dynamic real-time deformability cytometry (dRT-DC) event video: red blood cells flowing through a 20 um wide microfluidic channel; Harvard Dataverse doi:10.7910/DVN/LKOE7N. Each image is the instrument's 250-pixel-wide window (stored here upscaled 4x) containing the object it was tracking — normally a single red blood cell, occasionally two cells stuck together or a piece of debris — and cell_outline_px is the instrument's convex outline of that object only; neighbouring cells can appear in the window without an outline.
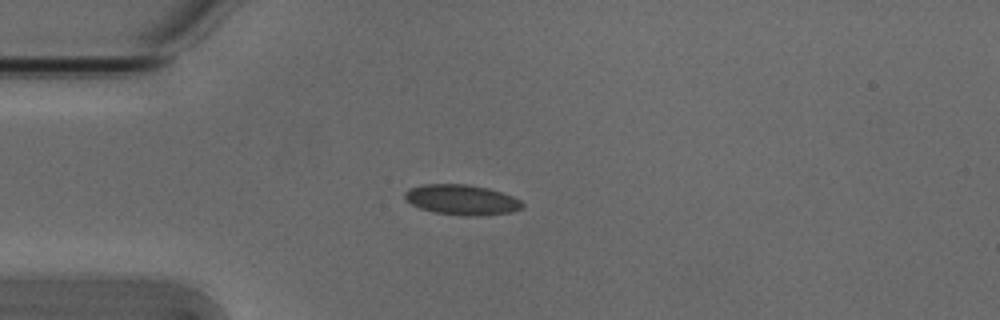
{"species": "Egyptian fruit bat (a non-hibernating species)", "species_latin": "Rousettus aegyptiacus", "temperature_condition": "cold", "stored_images_in_passage": 41, "camera_frame_rate_fps": 3000, "um_per_image_px": 0.085, "animal": {"sex": "male"}, "frame": {"image": 1, "passage_image": 1, "time_ms": 0.0, "image_size_px": [1000, 320], "cell_outline_px": [[524, 208], [512, 212], [480, 216], [468, 216], [432, 212], [420, 208], [404, 200], [404, 192], [408, 188], [420, 184], [468, 184], [488, 188], [512, 196], [520, 200], [524, 204]], "centroid_in_image_um": [39.23, 16.98], "position_along_channel_um": 45.8, "area_um2": 20.98}}
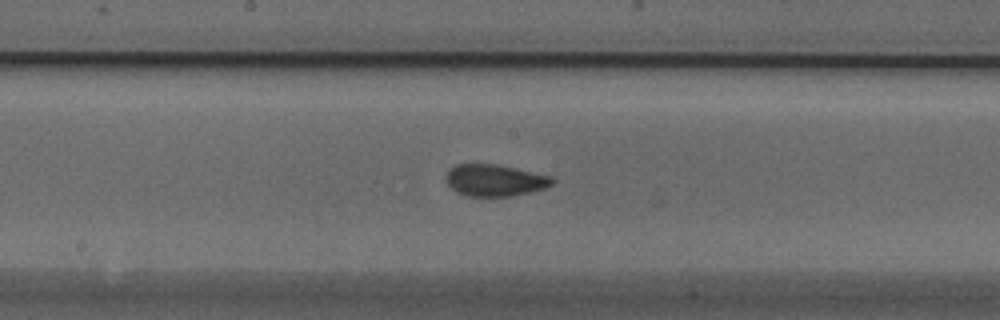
{"frame": {"image": 2, "passage_image": 15, "time_ms": 4.667, "image_size_px": [1000, 320], "cell_outline_px": [[556, 180], [552, 184], [544, 188], [512, 196], [468, 196], [456, 192], [444, 180], [444, 176], [448, 168], [456, 164], [496, 164], [516, 168], [552, 176]], "centroid_in_image_um": [42.02, 15.31], "position_along_channel_um": 206.2, "area_um2": 19.83}}
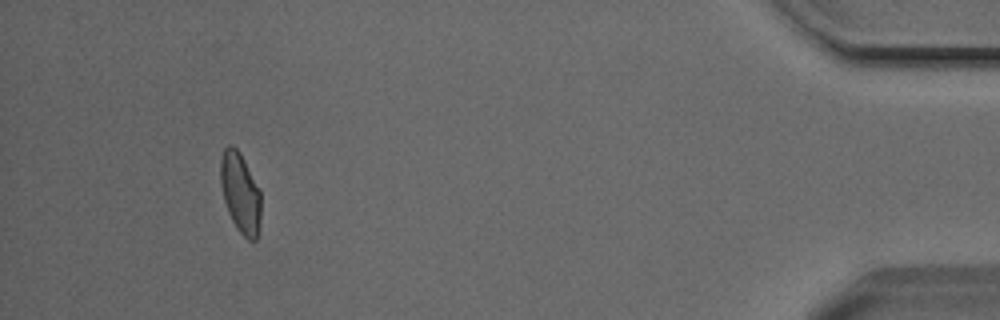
{"frame": {"image": 3, "passage_image": 37, "time_ms": 12.0, "image_size_px": [1000, 320], "cell_outline_px": [[260, 224], [256, 240], [248, 240], [236, 228], [228, 212], [224, 200], [220, 184], [220, 160], [224, 148], [228, 144], [232, 144], [240, 152], [260, 188]], "centroid_in_image_um": [20.42, 16.36], "position_along_channel_um": 414.8, "area_um2": 19.13}, "authors_computed_cell_mechanics": {"area_um2": 19.4208, "velocity_mm_per_s": 3.8038, "shape_relaxation_time_tau1_ms": null, "shape_relaxation_time_tau2_ms": 1.4487, "deformation_change_tau1": null, "deformation_change_tau2": 0.052}}